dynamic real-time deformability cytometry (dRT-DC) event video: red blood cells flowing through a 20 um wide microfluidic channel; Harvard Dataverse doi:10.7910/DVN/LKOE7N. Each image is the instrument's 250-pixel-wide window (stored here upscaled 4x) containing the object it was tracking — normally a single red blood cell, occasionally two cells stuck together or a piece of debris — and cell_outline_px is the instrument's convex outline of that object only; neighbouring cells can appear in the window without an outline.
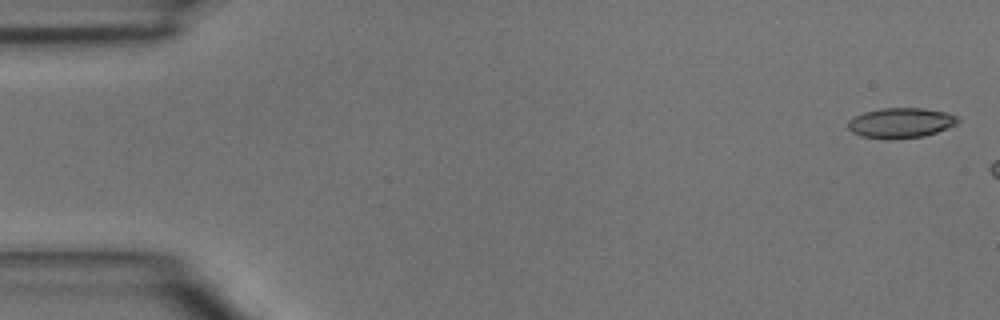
{"species": "common noctule bat (a hibernating species)", "species_latin": "Nyctalus noctula", "temperature_condition": "room temperature", "stored_images_in_passage": 2, "camera_frame_rate_fps": 3000, "um_per_image_px": 0.085, "animal": {"sex": "male", "body_mass_g": 15.6}, "frame": {"image": 1, "passage_image": 1, "time_ms": 0.0, "image_size_px": [1000, 320], "cell_outline_px": [[960, 120], [956, 124], [936, 132], [924, 136], [860, 136], [852, 132], [848, 128], [848, 120], [864, 112], [884, 108], [924, 108], [948, 112], [956, 116]], "centroid_in_image_um": [76.6, 10.39], "position_along_channel_um": 8.4, "area_um2": 18.44}}